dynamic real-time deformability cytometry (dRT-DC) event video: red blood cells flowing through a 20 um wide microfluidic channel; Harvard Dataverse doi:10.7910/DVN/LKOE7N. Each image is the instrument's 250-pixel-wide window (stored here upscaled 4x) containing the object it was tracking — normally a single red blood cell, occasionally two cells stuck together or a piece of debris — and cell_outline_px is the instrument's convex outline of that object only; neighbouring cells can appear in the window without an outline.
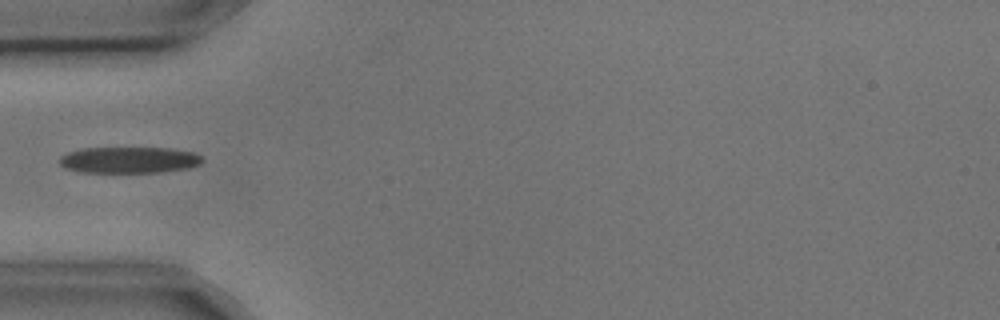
{"species": "common noctule bat (a hibernating species)", "species_latin": "Nyctalus noctula", "temperature_condition": "cold", "stored_images_in_passage": 8, "camera_frame_rate_fps": 3000, "um_per_image_px": 0.085, "animal": {"sex": "male", "body_mass_g": 17.9, "forearm_length_mm": 54.2}, "frame": {"image": 1, "passage_image": 5, "time_ms": 1.333, "image_size_px": [1000, 320], "cell_outline_px": [[204, 160], [200, 164], [188, 168], [160, 172], [80, 172], [64, 168], [60, 164], [60, 156], [68, 152], [84, 148], [168, 148], [192, 152], [200, 156]], "centroid_in_image_um": [10.95, 13.6], "position_along_channel_um": 74.0, "area_um2": 21.79}}
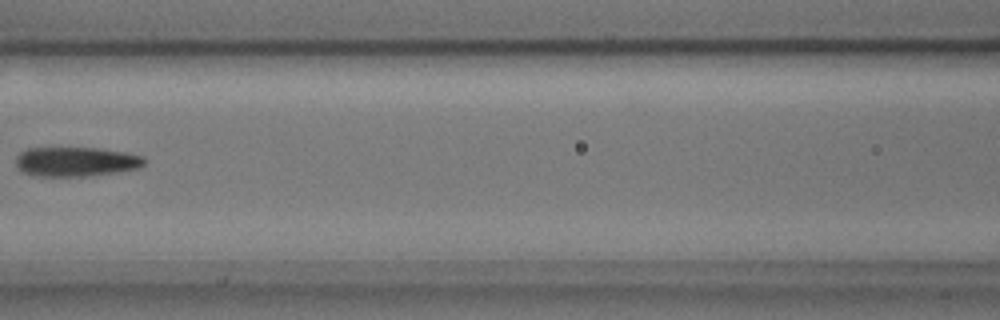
{"frame": {"image": 2, "passage_image": 7, "time_ms": 2.0, "image_size_px": [1000, 320], "cell_outline_px": [[144, 164], [140, 168], [116, 172], [88, 176], [32, 176], [20, 172], [16, 164], [16, 156], [20, 152], [28, 148], [100, 148], [128, 152], [144, 156]], "centroid_in_image_um": [6.44, 13.74], "position_along_channel_um": 160.2, "area_um2": 22.37}}
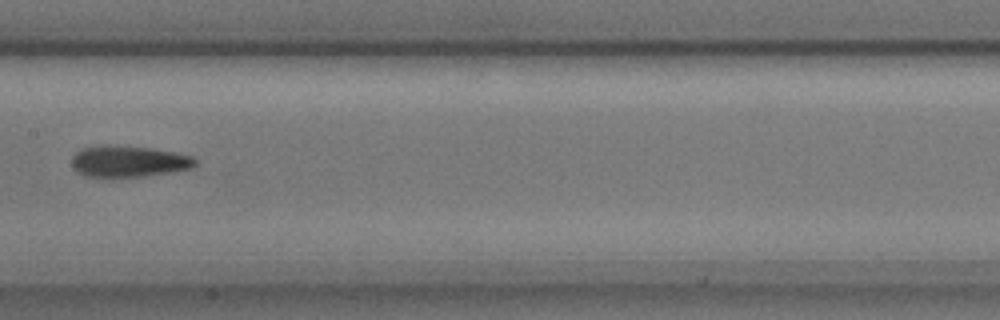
{"frame": {"image": 3, "passage_image": 8, "time_ms": 2.333, "image_size_px": [1000, 320], "cell_outline_px": [[196, 164], [192, 168], [120, 180], [108, 180], [84, 176], [76, 172], [72, 168], [72, 156], [80, 148], [100, 144], [108, 144], [152, 148], [192, 156], [196, 160]], "centroid_in_image_um": [10.81, 13.75], "position_along_channel_um": 196.6, "area_um2": 23.64}}